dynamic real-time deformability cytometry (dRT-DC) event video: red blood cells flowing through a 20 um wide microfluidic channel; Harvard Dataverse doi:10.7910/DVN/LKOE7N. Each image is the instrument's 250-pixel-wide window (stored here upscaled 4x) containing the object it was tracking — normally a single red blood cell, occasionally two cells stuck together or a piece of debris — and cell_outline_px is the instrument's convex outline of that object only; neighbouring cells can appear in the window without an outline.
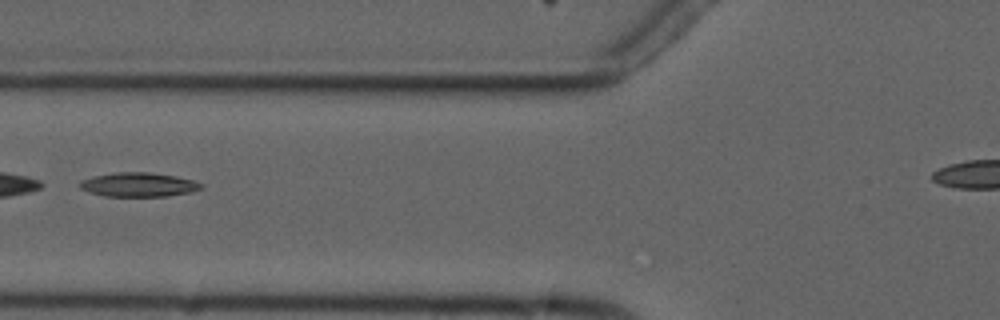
{"species": "common noctule bat (a hibernating species)", "species_latin": "Nyctalus noctula", "temperature_condition": "cold", "stored_images_in_passage": 4, "camera_frame_rate_fps": 3000, "um_per_image_px": 0.085, "animal": {"sex": "male", "forearm_length_mm": 52.5}, "frame": {"image": 1, "passage_image": 4, "time_ms": 3.333, "image_size_px": [1000, 320], "cell_outline_px": [[204, 184], [200, 188], [192, 192], [168, 196], [104, 196], [88, 192], [80, 188], [80, 180], [92, 176], [116, 172], [152, 172], [176, 176], [196, 180]], "centroid_in_image_um": [11.79, 15.69], "position_along_channel_um": 114.0, "area_um2": 17.28}}